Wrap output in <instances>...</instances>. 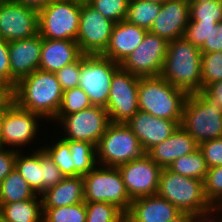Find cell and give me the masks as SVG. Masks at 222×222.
Returning <instances> with one entry per match:
<instances>
[{"label": "cell", "instance_id": "49", "mask_svg": "<svg viewBox=\"0 0 222 222\" xmlns=\"http://www.w3.org/2000/svg\"><path fill=\"white\" fill-rule=\"evenodd\" d=\"M12 97V91L4 84L0 83V107H2Z\"/></svg>", "mask_w": 222, "mask_h": 222}, {"label": "cell", "instance_id": "6", "mask_svg": "<svg viewBox=\"0 0 222 222\" xmlns=\"http://www.w3.org/2000/svg\"><path fill=\"white\" fill-rule=\"evenodd\" d=\"M96 154L99 165L118 167L142 159L147 152L126 123L110 122L96 145Z\"/></svg>", "mask_w": 222, "mask_h": 222}, {"label": "cell", "instance_id": "27", "mask_svg": "<svg viewBox=\"0 0 222 222\" xmlns=\"http://www.w3.org/2000/svg\"><path fill=\"white\" fill-rule=\"evenodd\" d=\"M69 149L72 154V176H83L98 165L94 144L69 140Z\"/></svg>", "mask_w": 222, "mask_h": 222}, {"label": "cell", "instance_id": "51", "mask_svg": "<svg viewBox=\"0 0 222 222\" xmlns=\"http://www.w3.org/2000/svg\"><path fill=\"white\" fill-rule=\"evenodd\" d=\"M193 220H194V214L181 212L177 217H175L173 220L169 222H193Z\"/></svg>", "mask_w": 222, "mask_h": 222}, {"label": "cell", "instance_id": "23", "mask_svg": "<svg viewBox=\"0 0 222 222\" xmlns=\"http://www.w3.org/2000/svg\"><path fill=\"white\" fill-rule=\"evenodd\" d=\"M83 53L74 40L42 38L39 69L56 73L64 66L77 61Z\"/></svg>", "mask_w": 222, "mask_h": 222}, {"label": "cell", "instance_id": "19", "mask_svg": "<svg viewBox=\"0 0 222 222\" xmlns=\"http://www.w3.org/2000/svg\"><path fill=\"white\" fill-rule=\"evenodd\" d=\"M190 21L189 2L167 0L155 18L149 32L164 38L167 42L183 37Z\"/></svg>", "mask_w": 222, "mask_h": 222}, {"label": "cell", "instance_id": "22", "mask_svg": "<svg viewBox=\"0 0 222 222\" xmlns=\"http://www.w3.org/2000/svg\"><path fill=\"white\" fill-rule=\"evenodd\" d=\"M199 144L181 126L163 142L151 148L147 155L160 167L168 168L176 159L196 151Z\"/></svg>", "mask_w": 222, "mask_h": 222}, {"label": "cell", "instance_id": "3", "mask_svg": "<svg viewBox=\"0 0 222 222\" xmlns=\"http://www.w3.org/2000/svg\"><path fill=\"white\" fill-rule=\"evenodd\" d=\"M187 93L161 76L140 77L138 82L139 110L155 117L182 120Z\"/></svg>", "mask_w": 222, "mask_h": 222}, {"label": "cell", "instance_id": "37", "mask_svg": "<svg viewBox=\"0 0 222 222\" xmlns=\"http://www.w3.org/2000/svg\"><path fill=\"white\" fill-rule=\"evenodd\" d=\"M87 3L115 23L126 19L129 0H88Z\"/></svg>", "mask_w": 222, "mask_h": 222}, {"label": "cell", "instance_id": "21", "mask_svg": "<svg viewBox=\"0 0 222 222\" xmlns=\"http://www.w3.org/2000/svg\"><path fill=\"white\" fill-rule=\"evenodd\" d=\"M147 32L127 20L115 23L109 45L102 56L121 64L143 41Z\"/></svg>", "mask_w": 222, "mask_h": 222}, {"label": "cell", "instance_id": "32", "mask_svg": "<svg viewBox=\"0 0 222 222\" xmlns=\"http://www.w3.org/2000/svg\"><path fill=\"white\" fill-rule=\"evenodd\" d=\"M189 22H222V0H208L189 3Z\"/></svg>", "mask_w": 222, "mask_h": 222}, {"label": "cell", "instance_id": "31", "mask_svg": "<svg viewBox=\"0 0 222 222\" xmlns=\"http://www.w3.org/2000/svg\"><path fill=\"white\" fill-rule=\"evenodd\" d=\"M42 222H85L86 202L63 207H42Z\"/></svg>", "mask_w": 222, "mask_h": 222}, {"label": "cell", "instance_id": "54", "mask_svg": "<svg viewBox=\"0 0 222 222\" xmlns=\"http://www.w3.org/2000/svg\"><path fill=\"white\" fill-rule=\"evenodd\" d=\"M218 208V210H220V211H222V203L217 207Z\"/></svg>", "mask_w": 222, "mask_h": 222}, {"label": "cell", "instance_id": "48", "mask_svg": "<svg viewBox=\"0 0 222 222\" xmlns=\"http://www.w3.org/2000/svg\"><path fill=\"white\" fill-rule=\"evenodd\" d=\"M215 210H216V212L219 211L217 207H213L209 211L202 212L199 214H194L193 222H222V218L218 219V221H215V219H213V218H211V219L209 218L210 214H212V213L215 214Z\"/></svg>", "mask_w": 222, "mask_h": 222}, {"label": "cell", "instance_id": "16", "mask_svg": "<svg viewBox=\"0 0 222 222\" xmlns=\"http://www.w3.org/2000/svg\"><path fill=\"white\" fill-rule=\"evenodd\" d=\"M38 119L42 117L20 108L13 102L6 110L2 122V147L22 146L32 143L38 131Z\"/></svg>", "mask_w": 222, "mask_h": 222}, {"label": "cell", "instance_id": "15", "mask_svg": "<svg viewBox=\"0 0 222 222\" xmlns=\"http://www.w3.org/2000/svg\"><path fill=\"white\" fill-rule=\"evenodd\" d=\"M129 197L156 195L162 167L148 155L118 166Z\"/></svg>", "mask_w": 222, "mask_h": 222}, {"label": "cell", "instance_id": "5", "mask_svg": "<svg viewBox=\"0 0 222 222\" xmlns=\"http://www.w3.org/2000/svg\"><path fill=\"white\" fill-rule=\"evenodd\" d=\"M200 144L222 137V108L201 91L188 94L180 124Z\"/></svg>", "mask_w": 222, "mask_h": 222}, {"label": "cell", "instance_id": "35", "mask_svg": "<svg viewBox=\"0 0 222 222\" xmlns=\"http://www.w3.org/2000/svg\"><path fill=\"white\" fill-rule=\"evenodd\" d=\"M92 106L89 97L81 87L63 91L62 103L56 116H66Z\"/></svg>", "mask_w": 222, "mask_h": 222}, {"label": "cell", "instance_id": "7", "mask_svg": "<svg viewBox=\"0 0 222 222\" xmlns=\"http://www.w3.org/2000/svg\"><path fill=\"white\" fill-rule=\"evenodd\" d=\"M101 167L97 166L83 175L84 201L108 202L116 205L126 214L132 199L129 197L118 167Z\"/></svg>", "mask_w": 222, "mask_h": 222}, {"label": "cell", "instance_id": "24", "mask_svg": "<svg viewBox=\"0 0 222 222\" xmlns=\"http://www.w3.org/2000/svg\"><path fill=\"white\" fill-rule=\"evenodd\" d=\"M42 207H63L84 201L83 176L65 177L41 195Z\"/></svg>", "mask_w": 222, "mask_h": 222}, {"label": "cell", "instance_id": "46", "mask_svg": "<svg viewBox=\"0 0 222 222\" xmlns=\"http://www.w3.org/2000/svg\"><path fill=\"white\" fill-rule=\"evenodd\" d=\"M201 92L212 103H216L217 108H222V80L208 84Z\"/></svg>", "mask_w": 222, "mask_h": 222}, {"label": "cell", "instance_id": "11", "mask_svg": "<svg viewBox=\"0 0 222 222\" xmlns=\"http://www.w3.org/2000/svg\"><path fill=\"white\" fill-rule=\"evenodd\" d=\"M54 120L64 126V140L87 141L95 146L110 123L105 107L95 105L66 116H56Z\"/></svg>", "mask_w": 222, "mask_h": 222}, {"label": "cell", "instance_id": "36", "mask_svg": "<svg viewBox=\"0 0 222 222\" xmlns=\"http://www.w3.org/2000/svg\"><path fill=\"white\" fill-rule=\"evenodd\" d=\"M202 89L208 84L222 80V52L202 53Z\"/></svg>", "mask_w": 222, "mask_h": 222}, {"label": "cell", "instance_id": "2", "mask_svg": "<svg viewBox=\"0 0 222 222\" xmlns=\"http://www.w3.org/2000/svg\"><path fill=\"white\" fill-rule=\"evenodd\" d=\"M201 54L184 37L169 41L160 76L174 87L193 94L202 90Z\"/></svg>", "mask_w": 222, "mask_h": 222}, {"label": "cell", "instance_id": "28", "mask_svg": "<svg viewBox=\"0 0 222 222\" xmlns=\"http://www.w3.org/2000/svg\"><path fill=\"white\" fill-rule=\"evenodd\" d=\"M15 170L26 180L37 195L42 194V168L40 166V149L29 155H22L18 150Z\"/></svg>", "mask_w": 222, "mask_h": 222}, {"label": "cell", "instance_id": "14", "mask_svg": "<svg viewBox=\"0 0 222 222\" xmlns=\"http://www.w3.org/2000/svg\"><path fill=\"white\" fill-rule=\"evenodd\" d=\"M39 33V11L11 0L0 1V38L6 42Z\"/></svg>", "mask_w": 222, "mask_h": 222}, {"label": "cell", "instance_id": "9", "mask_svg": "<svg viewBox=\"0 0 222 222\" xmlns=\"http://www.w3.org/2000/svg\"><path fill=\"white\" fill-rule=\"evenodd\" d=\"M119 68L120 64L102 55H82L79 87L86 92L92 105L107 106L111 80Z\"/></svg>", "mask_w": 222, "mask_h": 222}, {"label": "cell", "instance_id": "56", "mask_svg": "<svg viewBox=\"0 0 222 222\" xmlns=\"http://www.w3.org/2000/svg\"><path fill=\"white\" fill-rule=\"evenodd\" d=\"M77 1H80V2H87L88 0H77Z\"/></svg>", "mask_w": 222, "mask_h": 222}, {"label": "cell", "instance_id": "26", "mask_svg": "<svg viewBox=\"0 0 222 222\" xmlns=\"http://www.w3.org/2000/svg\"><path fill=\"white\" fill-rule=\"evenodd\" d=\"M36 196L37 194L15 169L0 183V207Z\"/></svg>", "mask_w": 222, "mask_h": 222}, {"label": "cell", "instance_id": "41", "mask_svg": "<svg viewBox=\"0 0 222 222\" xmlns=\"http://www.w3.org/2000/svg\"><path fill=\"white\" fill-rule=\"evenodd\" d=\"M216 24L217 23L189 22L185 28L183 37L200 49L205 40H208L209 33Z\"/></svg>", "mask_w": 222, "mask_h": 222}, {"label": "cell", "instance_id": "13", "mask_svg": "<svg viewBox=\"0 0 222 222\" xmlns=\"http://www.w3.org/2000/svg\"><path fill=\"white\" fill-rule=\"evenodd\" d=\"M168 42L151 32L120 64V67L138 77L160 76L166 57Z\"/></svg>", "mask_w": 222, "mask_h": 222}, {"label": "cell", "instance_id": "50", "mask_svg": "<svg viewBox=\"0 0 222 222\" xmlns=\"http://www.w3.org/2000/svg\"><path fill=\"white\" fill-rule=\"evenodd\" d=\"M14 102L11 97L2 107H0V147L2 146V122L5 114V110Z\"/></svg>", "mask_w": 222, "mask_h": 222}, {"label": "cell", "instance_id": "30", "mask_svg": "<svg viewBox=\"0 0 222 222\" xmlns=\"http://www.w3.org/2000/svg\"><path fill=\"white\" fill-rule=\"evenodd\" d=\"M161 10V4L147 0H129L126 19L141 28L150 30Z\"/></svg>", "mask_w": 222, "mask_h": 222}, {"label": "cell", "instance_id": "1", "mask_svg": "<svg viewBox=\"0 0 222 222\" xmlns=\"http://www.w3.org/2000/svg\"><path fill=\"white\" fill-rule=\"evenodd\" d=\"M12 97L20 108L54 120L62 103L63 90L55 73L37 69L17 82Z\"/></svg>", "mask_w": 222, "mask_h": 222}, {"label": "cell", "instance_id": "33", "mask_svg": "<svg viewBox=\"0 0 222 222\" xmlns=\"http://www.w3.org/2000/svg\"><path fill=\"white\" fill-rule=\"evenodd\" d=\"M85 222H125V213L108 202H86Z\"/></svg>", "mask_w": 222, "mask_h": 222}, {"label": "cell", "instance_id": "38", "mask_svg": "<svg viewBox=\"0 0 222 222\" xmlns=\"http://www.w3.org/2000/svg\"><path fill=\"white\" fill-rule=\"evenodd\" d=\"M204 182V192L213 207L222 203V166L208 168Z\"/></svg>", "mask_w": 222, "mask_h": 222}, {"label": "cell", "instance_id": "43", "mask_svg": "<svg viewBox=\"0 0 222 222\" xmlns=\"http://www.w3.org/2000/svg\"><path fill=\"white\" fill-rule=\"evenodd\" d=\"M0 83L11 90V70L8 42L0 38Z\"/></svg>", "mask_w": 222, "mask_h": 222}, {"label": "cell", "instance_id": "17", "mask_svg": "<svg viewBox=\"0 0 222 222\" xmlns=\"http://www.w3.org/2000/svg\"><path fill=\"white\" fill-rule=\"evenodd\" d=\"M41 48L42 37L39 33L31 38L8 42L11 91L21 78L39 69Z\"/></svg>", "mask_w": 222, "mask_h": 222}, {"label": "cell", "instance_id": "34", "mask_svg": "<svg viewBox=\"0 0 222 222\" xmlns=\"http://www.w3.org/2000/svg\"><path fill=\"white\" fill-rule=\"evenodd\" d=\"M42 150L54 161L65 177L72 176V154L69 149V140L60 138L54 145L42 147Z\"/></svg>", "mask_w": 222, "mask_h": 222}, {"label": "cell", "instance_id": "25", "mask_svg": "<svg viewBox=\"0 0 222 222\" xmlns=\"http://www.w3.org/2000/svg\"><path fill=\"white\" fill-rule=\"evenodd\" d=\"M42 215V199L38 195L33 199L8 203L0 207V216L6 222H42Z\"/></svg>", "mask_w": 222, "mask_h": 222}, {"label": "cell", "instance_id": "18", "mask_svg": "<svg viewBox=\"0 0 222 222\" xmlns=\"http://www.w3.org/2000/svg\"><path fill=\"white\" fill-rule=\"evenodd\" d=\"M182 120H170L155 117L138 110L126 124L143 145L146 152L170 137Z\"/></svg>", "mask_w": 222, "mask_h": 222}, {"label": "cell", "instance_id": "39", "mask_svg": "<svg viewBox=\"0 0 222 222\" xmlns=\"http://www.w3.org/2000/svg\"><path fill=\"white\" fill-rule=\"evenodd\" d=\"M40 166L42 168V193L56 186L65 175L54 164V161L40 148Z\"/></svg>", "mask_w": 222, "mask_h": 222}, {"label": "cell", "instance_id": "40", "mask_svg": "<svg viewBox=\"0 0 222 222\" xmlns=\"http://www.w3.org/2000/svg\"><path fill=\"white\" fill-rule=\"evenodd\" d=\"M82 65V56L75 62L64 66L55 73L63 91L79 87V78Z\"/></svg>", "mask_w": 222, "mask_h": 222}, {"label": "cell", "instance_id": "53", "mask_svg": "<svg viewBox=\"0 0 222 222\" xmlns=\"http://www.w3.org/2000/svg\"><path fill=\"white\" fill-rule=\"evenodd\" d=\"M201 1H205V0H190V2H201ZM208 1V0H206Z\"/></svg>", "mask_w": 222, "mask_h": 222}, {"label": "cell", "instance_id": "4", "mask_svg": "<svg viewBox=\"0 0 222 222\" xmlns=\"http://www.w3.org/2000/svg\"><path fill=\"white\" fill-rule=\"evenodd\" d=\"M156 195L181 212L199 214L213 208L206 198L202 180L173 173L168 168L162 169Z\"/></svg>", "mask_w": 222, "mask_h": 222}, {"label": "cell", "instance_id": "20", "mask_svg": "<svg viewBox=\"0 0 222 222\" xmlns=\"http://www.w3.org/2000/svg\"><path fill=\"white\" fill-rule=\"evenodd\" d=\"M181 211L158 195L144 196L132 200L125 214L126 222H169Z\"/></svg>", "mask_w": 222, "mask_h": 222}, {"label": "cell", "instance_id": "55", "mask_svg": "<svg viewBox=\"0 0 222 222\" xmlns=\"http://www.w3.org/2000/svg\"><path fill=\"white\" fill-rule=\"evenodd\" d=\"M0 222H6V221L0 216Z\"/></svg>", "mask_w": 222, "mask_h": 222}, {"label": "cell", "instance_id": "45", "mask_svg": "<svg viewBox=\"0 0 222 222\" xmlns=\"http://www.w3.org/2000/svg\"><path fill=\"white\" fill-rule=\"evenodd\" d=\"M202 53L222 52V22L212 27L208 40L200 48Z\"/></svg>", "mask_w": 222, "mask_h": 222}, {"label": "cell", "instance_id": "47", "mask_svg": "<svg viewBox=\"0 0 222 222\" xmlns=\"http://www.w3.org/2000/svg\"><path fill=\"white\" fill-rule=\"evenodd\" d=\"M21 5L31 7L36 11L43 9L51 0H11Z\"/></svg>", "mask_w": 222, "mask_h": 222}, {"label": "cell", "instance_id": "29", "mask_svg": "<svg viewBox=\"0 0 222 222\" xmlns=\"http://www.w3.org/2000/svg\"><path fill=\"white\" fill-rule=\"evenodd\" d=\"M168 169L173 173L202 181L205 180L208 171L206 161L199 148L190 154L176 159Z\"/></svg>", "mask_w": 222, "mask_h": 222}, {"label": "cell", "instance_id": "44", "mask_svg": "<svg viewBox=\"0 0 222 222\" xmlns=\"http://www.w3.org/2000/svg\"><path fill=\"white\" fill-rule=\"evenodd\" d=\"M13 148L0 147V183L15 169L18 150Z\"/></svg>", "mask_w": 222, "mask_h": 222}, {"label": "cell", "instance_id": "52", "mask_svg": "<svg viewBox=\"0 0 222 222\" xmlns=\"http://www.w3.org/2000/svg\"><path fill=\"white\" fill-rule=\"evenodd\" d=\"M147 1H151V2H154V3L162 4V3H164L167 0H147Z\"/></svg>", "mask_w": 222, "mask_h": 222}, {"label": "cell", "instance_id": "10", "mask_svg": "<svg viewBox=\"0 0 222 222\" xmlns=\"http://www.w3.org/2000/svg\"><path fill=\"white\" fill-rule=\"evenodd\" d=\"M115 22L104 17L87 2H81L76 42L83 54L102 55L107 49Z\"/></svg>", "mask_w": 222, "mask_h": 222}, {"label": "cell", "instance_id": "42", "mask_svg": "<svg viewBox=\"0 0 222 222\" xmlns=\"http://www.w3.org/2000/svg\"><path fill=\"white\" fill-rule=\"evenodd\" d=\"M199 149L208 168L222 166V137L200 143Z\"/></svg>", "mask_w": 222, "mask_h": 222}, {"label": "cell", "instance_id": "8", "mask_svg": "<svg viewBox=\"0 0 222 222\" xmlns=\"http://www.w3.org/2000/svg\"><path fill=\"white\" fill-rule=\"evenodd\" d=\"M80 12V1L51 0L39 11V34L45 39L76 41Z\"/></svg>", "mask_w": 222, "mask_h": 222}, {"label": "cell", "instance_id": "12", "mask_svg": "<svg viewBox=\"0 0 222 222\" xmlns=\"http://www.w3.org/2000/svg\"><path fill=\"white\" fill-rule=\"evenodd\" d=\"M138 76L121 67L114 73L105 109L113 123H126L138 110Z\"/></svg>", "mask_w": 222, "mask_h": 222}]
</instances>
